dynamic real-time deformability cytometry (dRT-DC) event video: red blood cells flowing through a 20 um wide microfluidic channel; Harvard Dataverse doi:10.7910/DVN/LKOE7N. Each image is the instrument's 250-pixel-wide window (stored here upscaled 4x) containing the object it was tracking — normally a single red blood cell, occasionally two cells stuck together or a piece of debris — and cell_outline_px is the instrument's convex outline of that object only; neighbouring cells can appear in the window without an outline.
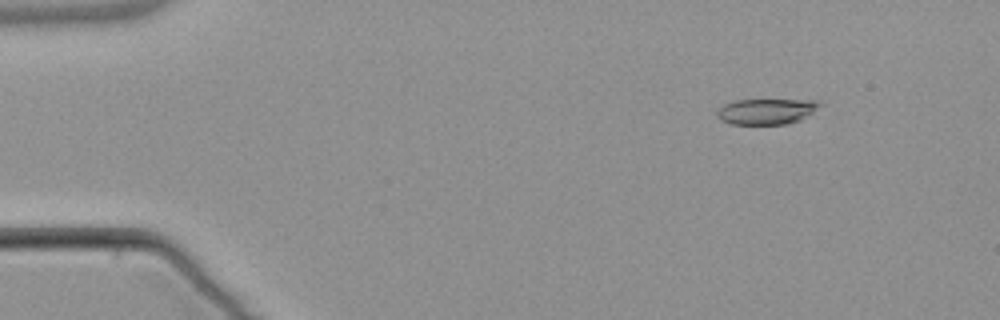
{"species": "common noctule bat (a hibernating species)", "species_latin": "Nyctalus noctula", "temperature_condition": "warm", "stored_images_in_passage": 6, "camera_frame_rate_fps": 3000, "um_per_image_px": 0.085, "animal": {"sex": "male", "body_mass_g": 21.5, "forearm_length_mm": 52.0}, "frame": {"image": 1, "passage_image": 2, "time_ms": 1.0, "image_size_px": [1000, 320], "cell_outline_px": [[824, 104], [800, 120], [788, 124], [732, 124], [720, 120], [716, 116], [716, 112], [724, 104], [736, 100], [820, 100]], "centroid_in_image_um": [65.16, 9.47], "position_along_channel_um": 19.8, "area_um2": 15.43}}
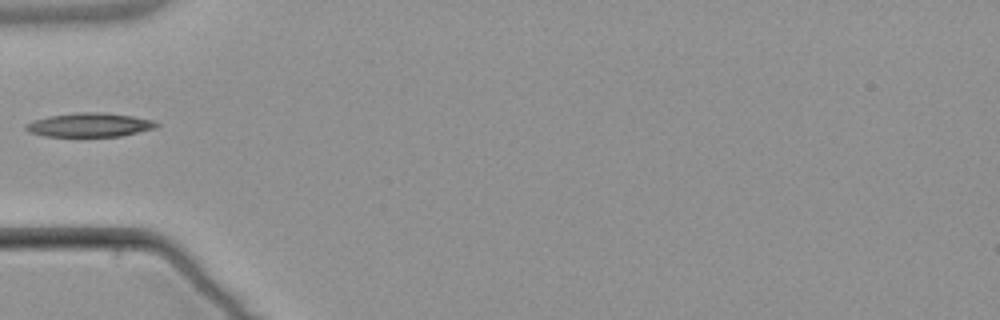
{"frame": {"image": 2, "passage_image": 5, "time_ms": 5.0, "image_size_px": [1000, 320], "cell_outline_px": [[160, 124], [156, 128], [120, 136], [44, 136], [28, 132], [24, 128], [24, 124], [32, 120], [48, 116], [76, 112], [104, 112], [132, 116], [152, 120]], "centroid_in_image_um": [7.57, 10.61], "position_along_channel_um": 77.4, "area_um2": 18.32}}
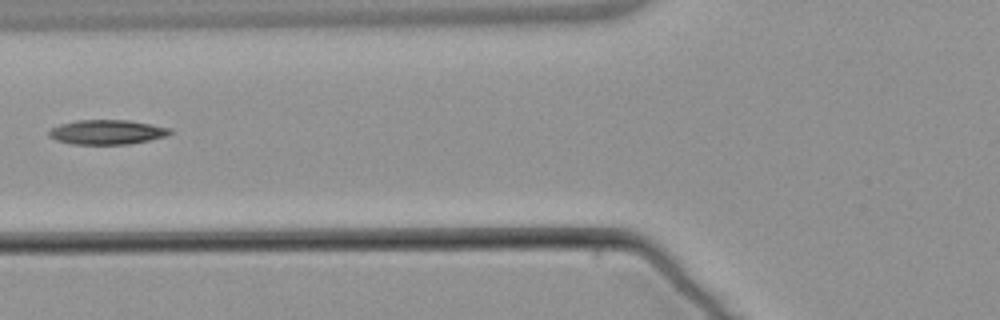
{"frame": {"image": 3, "passage_image": 6, "time_ms": 6.0, "image_size_px": [1000, 320], "cell_outline_px": [[172, 132], [164, 136], [148, 140], [128, 144], [72, 144], [56, 140], [48, 136], [48, 132], [52, 128], [60, 124], [76, 120], [128, 120], [172, 128]], "centroid_in_image_um": [9.07, 11.22], "position_along_channel_um": 116.7, "area_um2": 17.22}}